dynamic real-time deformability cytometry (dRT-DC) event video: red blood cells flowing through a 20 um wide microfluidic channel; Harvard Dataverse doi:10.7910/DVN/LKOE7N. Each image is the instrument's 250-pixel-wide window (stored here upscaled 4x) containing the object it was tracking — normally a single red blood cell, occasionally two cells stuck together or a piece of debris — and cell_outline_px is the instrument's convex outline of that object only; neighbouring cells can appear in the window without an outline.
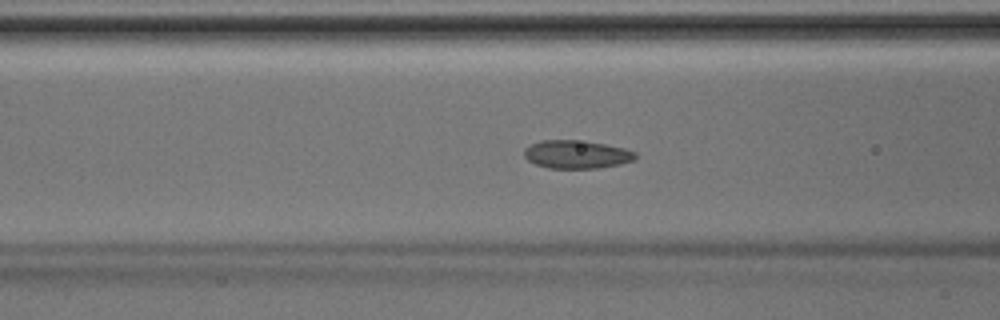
{"species": "Egyptian fruit bat (a non-hibernating species)", "species_latin": "Rousettus aegyptiacus", "temperature_condition": "room temperature", "stored_images_in_passage": 44, "camera_frame_rate_fps": 3000, "um_per_image_px": 0.085, "animal": {"sex": "male"}, "frame": {"image": 1, "passage_image": 17, "time_ms": 5.333, "image_size_px": [1000, 320], "cell_outline_px": [[636, 160], [620, 164], [596, 168], [548, 168], [536, 164], [528, 160], [524, 156], [524, 148], [540, 140], [576, 140], [604, 144], [624, 148], [636, 152]], "centroid_in_image_um": [49.01, 13.12], "position_along_channel_um": 117.6, "area_um2": 18.21}}
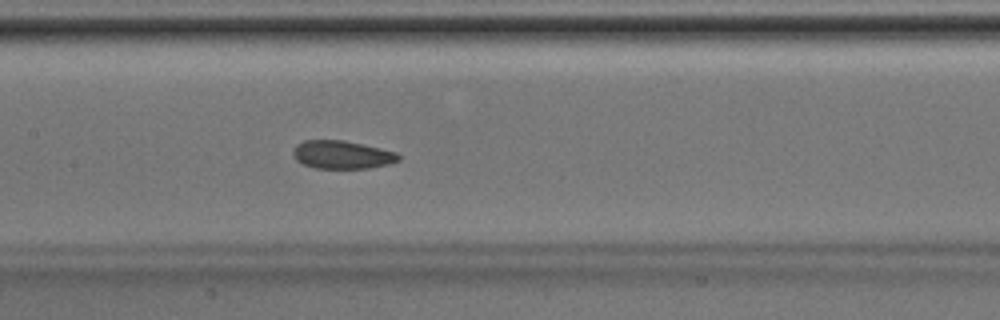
{"frame": {"image": 2, "passage_image": 21, "time_ms": 6.667, "image_size_px": [1000, 320], "cell_outline_px": [[400, 160], [388, 164], [368, 168], [316, 168], [304, 164], [296, 160], [292, 156], [292, 152], [296, 144], [304, 140], [344, 140], [380, 148], [396, 152], [400, 156]], "centroid_in_image_um": [29.05, 13.14], "position_along_channel_um": 178.4, "area_um2": 17.28}}
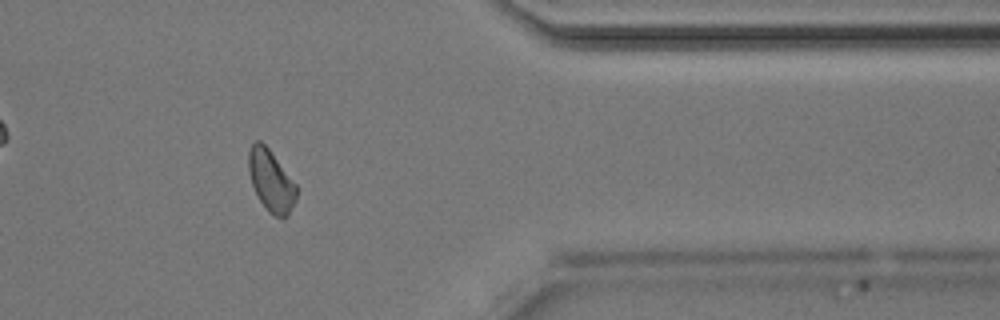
{"frame": {"image": 3, "passage_image": 36, "time_ms": 11.667, "image_size_px": [1000, 320], "cell_outline_px": [[296, 200], [288, 216], [276, 216], [268, 212], [260, 200], [252, 184], [248, 172], [248, 152], [252, 144], [256, 140], [260, 140], [268, 148], [296, 184]], "centroid_in_image_um": [23.02, 15.35], "position_along_channel_um": 388.4, "area_um2": 16.94}}